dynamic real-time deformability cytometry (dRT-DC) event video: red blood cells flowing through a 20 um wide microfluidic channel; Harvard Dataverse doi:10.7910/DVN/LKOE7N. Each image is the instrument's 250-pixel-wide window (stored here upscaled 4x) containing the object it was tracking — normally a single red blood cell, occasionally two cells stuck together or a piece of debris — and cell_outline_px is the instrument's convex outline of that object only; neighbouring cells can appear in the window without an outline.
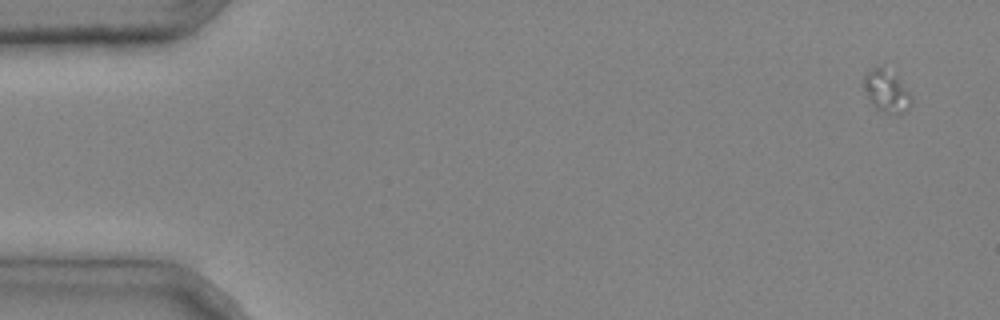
{"species": "common noctule bat (a hibernating species)", "species_latin": "Nyctalus noctula", "temperature_condition": "cold", "stored_images_in_passage": 3, "camera_frame_rate_fps": 3000, "um_per_image_px": 0.085, "animal": {"sex": "male", "body_mass_g": 20.4}, "frame": {"image": 1, "passage_image": 1, "time_ms": 0.0, "image_size_px": [1000, 320], "cell_outline_px": [[912, 100], [908, 108], [900, 112], [884, 112], [876, 108], [872, 104], [860, 84], [864, 76], [872, 68], [880, 64], [896, 76], [912, 96]], "centroid_in_image_um": [75.29, 7.69], "position_along_channel_um": 9.7, "area_um2": 11.56}}